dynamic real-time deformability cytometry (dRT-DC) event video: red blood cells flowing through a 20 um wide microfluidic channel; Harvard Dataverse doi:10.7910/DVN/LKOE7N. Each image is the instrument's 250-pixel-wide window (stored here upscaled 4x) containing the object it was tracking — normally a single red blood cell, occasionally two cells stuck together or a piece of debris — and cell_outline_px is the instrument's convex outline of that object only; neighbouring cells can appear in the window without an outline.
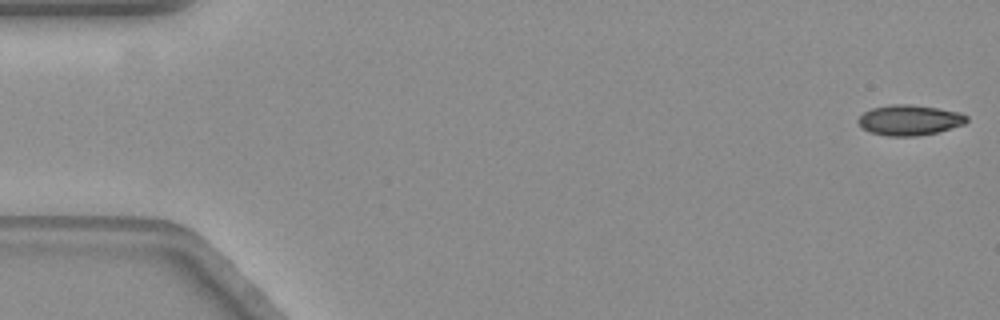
{"species": "common noctule bat (a hibernating species)", "species_latin": "Nyctalus noctula", "temperature_condition": "warm", "stored_images_in_passage": 17, "camera_frame_rate_fps": 3000, "um_per_image_px": 0.085, "animal": {"sex": "female", "body_mass_g": 19.3, "forearm_length_mm": 54.1}, "frame": {"image": 1, "passage_image": 1, "time_ms": 0.0, "image_size_px": [1000, 320], "cell_outline_px": [[968, 120], [964, 124], [936, 132], [916, 136], [888, 136], [872, 132], [864, 128], [856, 120], [864, 112], [872, 108], [892, 104], [912, 104], [960, 112], [968, 116]], "centroid_in_image_um": [77.32, 10.2], "position_along_channel_um": 7.7, "area_um2": 19.02}}
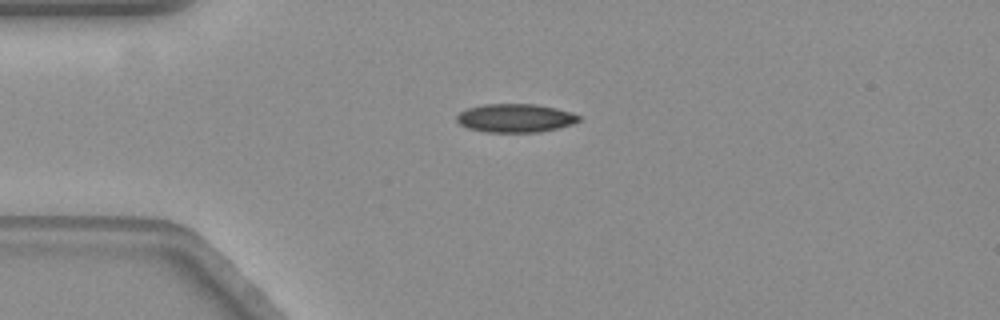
{"frame": {"image": 2, "passage_image": 14, "time_ms": 4.333, "image_size_px": [1000, 320], "cell_outline_px": [[580, 120], [572, 124], [540, 132], [488, 132], [468, 128], [460, 124], [456, 120], [456, 116], [460, 112], [468, 108], [484, 104], [536, 104], [556, 108], [580, 116]], "centroid_in_image_um": [43.78, 10.03], "position_along_channel_um": 41.2, "area_um2": 20.11}}